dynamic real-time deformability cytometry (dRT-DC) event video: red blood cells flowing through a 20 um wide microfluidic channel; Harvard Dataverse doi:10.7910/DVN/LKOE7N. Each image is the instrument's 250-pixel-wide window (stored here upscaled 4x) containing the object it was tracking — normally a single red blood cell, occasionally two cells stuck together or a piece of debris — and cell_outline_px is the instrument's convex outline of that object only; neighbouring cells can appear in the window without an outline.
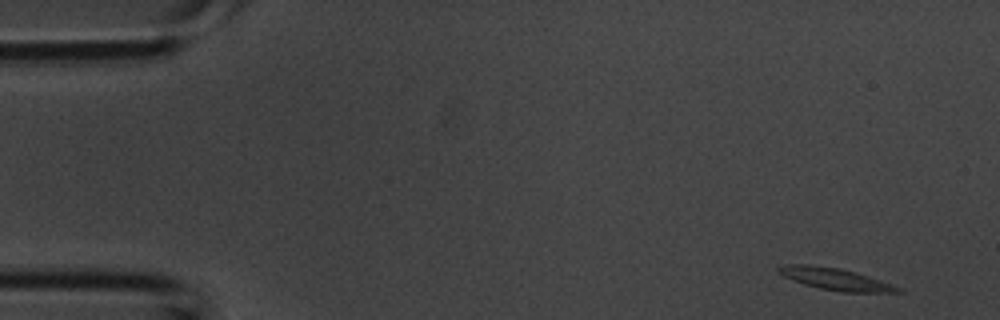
{"species": "common noctule bat (a hibernating species)", "species_latin": "Nyctalus noctula", "temperature_condition": "room temperature", "stored_images_in_passage": 3, "camera_frame_rate_fps": 3000, "um_per_image_px": 0.085, "animal": {"sex": "male", "body_mass_g": 20.1, "forearm_length_mm": 53.5}, "frame": {"image": 1, "passage_image": 3, "time_ms": 0.667, "image_size_px": [1000, 320], "cell_outline_px": [[904, 292], [840, 292], [820, 288], [804, 284], [792, 280], [776, 272], [776, 268], [788, 264], [808, 264], [840, 268], [856, 272], [880, 280], [900, 288]], "centroid_in_image_um": [70.95, 23.71], "position_along_channel_um": 14.0, "area_um2": 15.14}}